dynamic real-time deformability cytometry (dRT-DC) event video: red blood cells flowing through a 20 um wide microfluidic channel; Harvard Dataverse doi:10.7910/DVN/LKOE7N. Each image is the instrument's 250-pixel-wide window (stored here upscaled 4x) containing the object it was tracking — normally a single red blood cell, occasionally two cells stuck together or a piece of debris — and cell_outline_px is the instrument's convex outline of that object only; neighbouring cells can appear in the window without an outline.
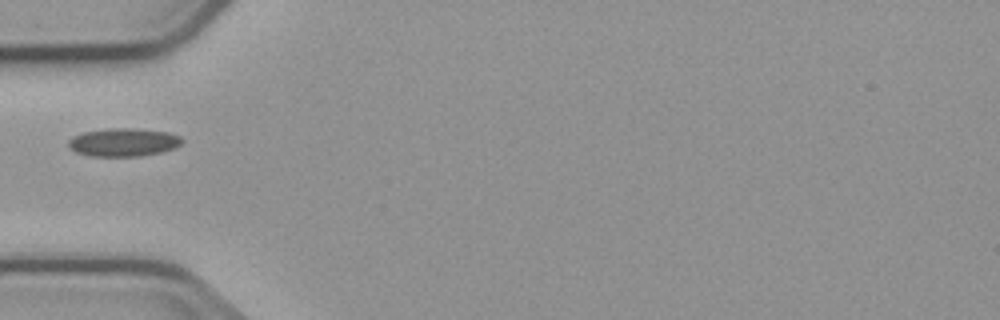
{"species": "common noctule bat (a hibernating species)", "species_latin": "Nyctalus noctula", "temperature_condition": "cold", "stored_images_in_passage": 1, "camera_frame_rate_fps": 3000, "um_per_image_px": 0.085, "animal": {"sex": "male", "body_mass_g": 23.1, "forearm_length_mm": 52.7}, "frame": {"image": 1, "passage_image": 1, "time_ms": 0.0, "image_size_px": [1000, 320], "cell_outline_px": [[184, 140], [176, 148], [160, 152], [140, 156], [88, 156], [76, 152], [68, 148], [68, 140], [72, 136], [84, 132], [108, 128], [132, 128], [168, 132], [180, 136]], "centroid_in_image_um": [10.47, 12.09], "position_along_channel_um": 74.5, "area_um2": 18.79}}